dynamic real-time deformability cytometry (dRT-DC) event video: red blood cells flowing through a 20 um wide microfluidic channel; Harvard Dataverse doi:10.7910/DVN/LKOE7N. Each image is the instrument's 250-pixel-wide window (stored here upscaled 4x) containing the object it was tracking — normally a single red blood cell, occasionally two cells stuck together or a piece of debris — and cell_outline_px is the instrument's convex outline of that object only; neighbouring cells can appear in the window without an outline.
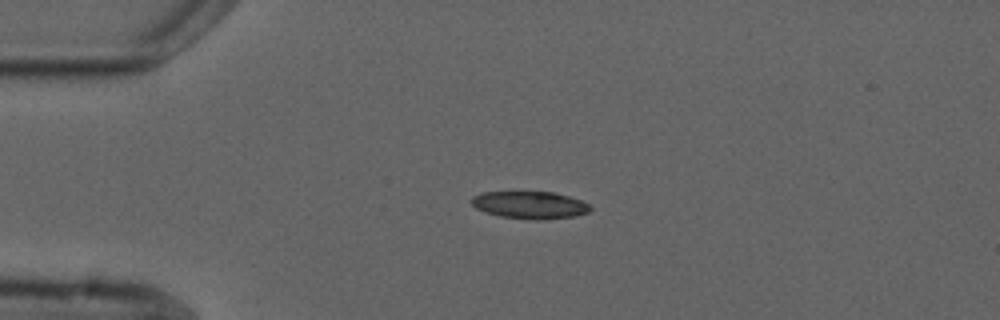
{"species": "common noctule bat (a hibernating species)", "species_latin": "Nyctalus noctula", "temperature_condition": "cold", "stored_images_in_passage": 2, "camera_frame_rate_fps": 3000, "um_per_image_px": 0.085, "animal": {"sex": "male", "forearm_length_mm": 52.5}, "frame": {"image": 1, "passage_image": 2, "time_ms": 3.667, "image_size_px": [1000, 320], "cell_outline_px": [[592, 208], [588, 212], [576, 216], [544, 220], [536, 220], [500, 216], [476, 208], [472, 204], [472, 196], [480, 192], [552, 192], [568, 196], [580, 200], [588, 204]], "centroid_in_image_um": [45.05, 17.42], "position_along_channel_um": 39.9, "area_um2": 18.84}}